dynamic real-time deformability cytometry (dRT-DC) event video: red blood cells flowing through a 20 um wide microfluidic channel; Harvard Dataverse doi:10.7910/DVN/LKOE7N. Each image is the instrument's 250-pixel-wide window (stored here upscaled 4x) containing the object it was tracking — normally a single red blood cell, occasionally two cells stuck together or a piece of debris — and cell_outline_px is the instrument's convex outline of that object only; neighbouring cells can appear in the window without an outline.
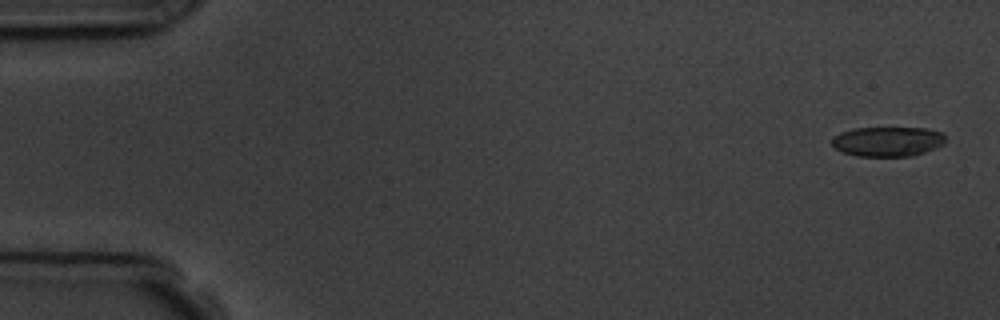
{"species": "common noctule bat (a hibernating species)", "species_latin": "Nyctalus noctula", "temperature_condition": "room temperature", "stored_images_in_passage": 5, "camera_frame_rate_fps": 3000, "um_per_image_px": 0.085, "animal": {"sex": "male", "body_mass_g": 19.5, "forearm_length_mm": 54.6}, "frame": {"image": 1, "passage_image": 1, "time_ms": 0.0, "image_size_px": [1000, 320], "cell_outline_px": [[944, 144], [936, 148], [912, 156], [856, 156], [844, 152], [836, 148], [832, 144], [832, 136], [840, 132], [852, 128], [928, 128], [944, 132]], "centroid_in_image_um": [75.46, 12.02], "position_along_channel_um": 9.5, "area_um2": 19.83}}
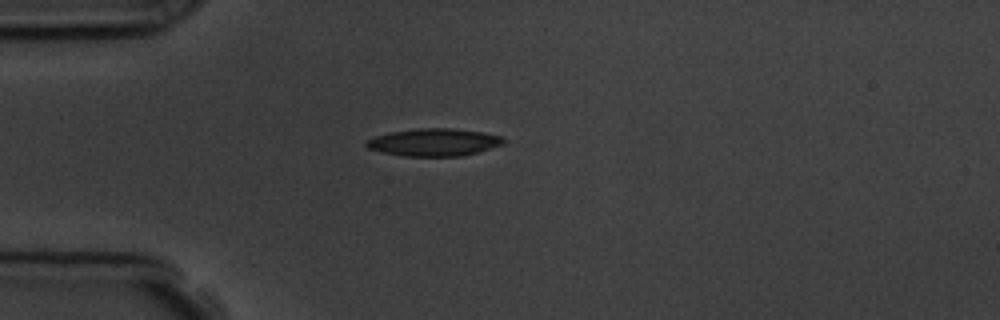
{"frame": {"image": 2, "passage_image": 5, "time_ms": 4.333, "image_size_px": [1000, 320], "cell_outline_px": [[504, 144], [476, 152], [460, 156], [404, 156], [384, 152], [368, 148], [364, 144], [368, 140], [376, 136], [392, 132], [416, 128], [452, 128], [484, 132], [504, 136]], "centroid_in_image_um": [36.93, 12.08], "position_along_channel_um": 48.1, "area_um2": 21.85}}